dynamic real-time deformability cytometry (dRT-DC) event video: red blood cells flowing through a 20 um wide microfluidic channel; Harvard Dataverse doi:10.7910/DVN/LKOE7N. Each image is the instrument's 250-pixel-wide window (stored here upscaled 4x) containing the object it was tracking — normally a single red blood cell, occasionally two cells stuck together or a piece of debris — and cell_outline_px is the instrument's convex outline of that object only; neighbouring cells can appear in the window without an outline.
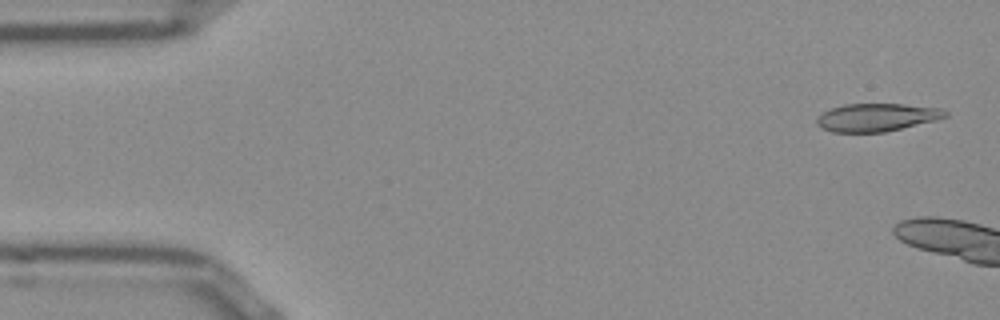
{"species": "Egyptian fruit bat (a non-hibernating species)", "species_latin": "Rousettus aegyptiacus", "temperature_condition": "room temperature", "stored_images_in_passage": 11, "camera_frame_rate_fps": 3000, "um_per_image_px": 0.085, "frame": {"image": 1, "passage_image": 2, "time_ms": 0.333, "image_size_px": [1000, 320], "cell_outline_px": [[948, 116], [936, 120], [884, 132], [832, 132], [816, 124], [816, 120], [824, 112], [832, 108], [844, 104], [904, 104], [944, 108], [948, 112]], "centroid_in_image_um": [74.57, 9.97], "position_along_channel_um": 10.4, "area_um2": 20.81}}